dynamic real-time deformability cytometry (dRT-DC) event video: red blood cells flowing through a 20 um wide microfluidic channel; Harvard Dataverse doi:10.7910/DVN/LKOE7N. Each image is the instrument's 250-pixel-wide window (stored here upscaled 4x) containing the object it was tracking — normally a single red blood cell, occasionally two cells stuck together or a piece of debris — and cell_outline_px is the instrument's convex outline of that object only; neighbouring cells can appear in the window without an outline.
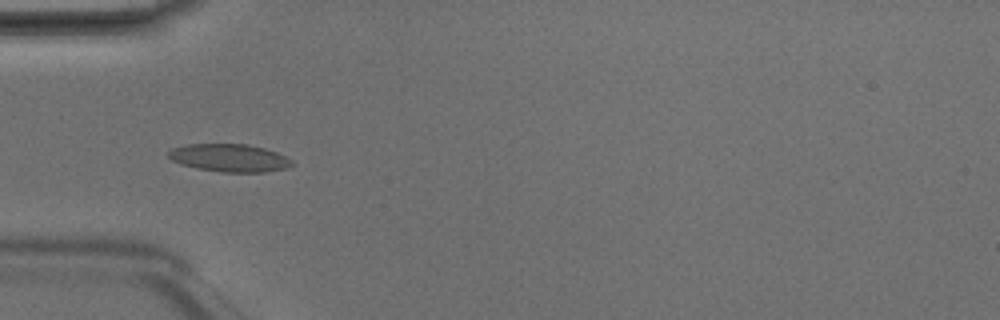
{"species": "Egyptian fruit bat (a non-hibernating species)", "species_latin": "Rousettus aegyptiacus", "temperature_condition": "room temperature", "stored_images_in_passage": 4, "camera_frame_rate_fps": 3000, "um_per_image_px": 0.085, "animal": {"sex": "male"}, "frame": {"image": 1, "passage_image": 3, "time_ms": 0.667, "image_size_px": [1000, 320], "cell_outline_px": [[296, 164], [288, 168], [264, 172], [224, 172], [196, 168], [180, 164], [172, 160], [168, 156], [168, 152], [172, 148], [188, 144], [248, 144], [264, 148], [276, 152], [292, 160]], "centroid_in_image_um": [19.52, 13.42], "position_along_channel_um": 65.5, "area_um2": 20.06}}